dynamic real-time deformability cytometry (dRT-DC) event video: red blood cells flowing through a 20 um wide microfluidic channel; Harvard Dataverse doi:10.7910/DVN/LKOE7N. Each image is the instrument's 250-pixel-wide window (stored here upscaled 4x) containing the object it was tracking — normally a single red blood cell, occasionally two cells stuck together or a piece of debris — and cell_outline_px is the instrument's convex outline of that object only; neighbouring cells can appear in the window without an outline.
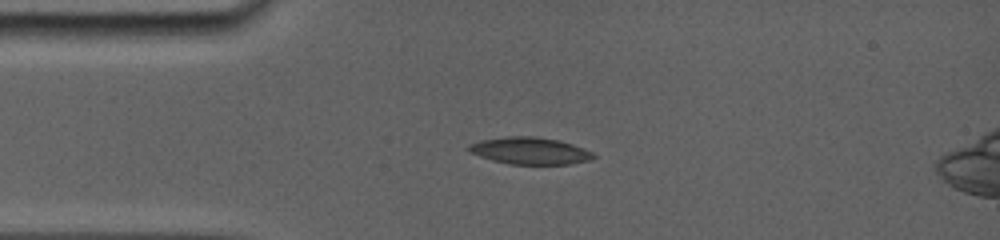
{"species": "common noctule bat (a hibernating species)", "species_latin": "Nyctalus noctula", "temperature_condition": "room temperature", "stored_images_in_passage": 7, "camera_frame_rate_fps": 5000, "um_per_image_px": 0.085, "animal": {"sex": "female", "body_mass_g": 19.0, "forearm_length_mm": 56.7}, "frame": {"image": 1, "passage_image": 3, "time_ms": 2.2, "image_size_px": [1000, 240], "cell_outline_px": [[596, 156], [588, 160], [572, 164], [508, 164], [492, 160], [468, 152], [464, 148], [468, 144], [480, 140], [508, 136], [536, 136], [556, 140], [572, 144], [584, 148], [592, 152]], "centroid_in_image_um": [44.98, 12.81], "position_along_channel_um": 40.0, "area_um2": 19.71}}
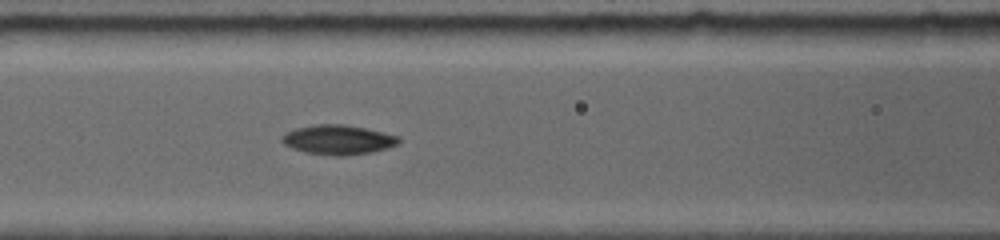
{"frame": {"image": 2, "passage_image": 6, "time_ms": 5.2, "image_size_px": [1000, 240], "cell_outline_px": [[400, 140], [396, 144], [388, 148], [372, 152], [344, 156], [336, 156], [304, 152], [292, 148], [284, 144], [280, 140], [280, 136], [284, 132], [296, 128], [312, 124], [344, 124], [364, 128], [400, 136]], "centroid_in_image_um": [28.69, 11.87], "position_along_channel_um": 137.9, "area_um2": 20.29}}
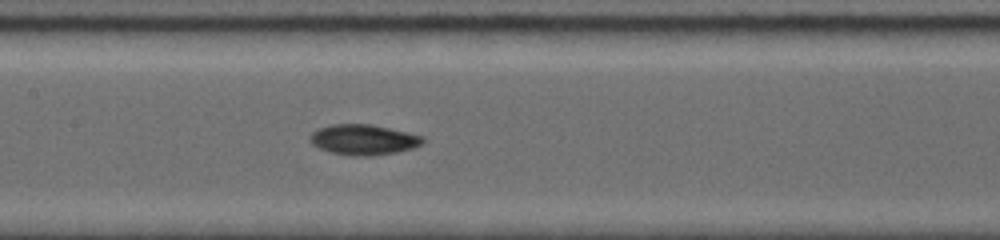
{"frame": {"image": 3, "passage_image": 7, "time_ms": 6.2, "image_size_px": [1000, 240], "cell_outline_px": [[424, 140], [420, 144], [412, 148], [396, 152], [372, 156], [352, 156], [328, 152], [312, 144], [308, 140], [308, 136], [312, 132], [320, 128], [332, 124], [372, 124], [408, 132], [424, 136]], "centroid_in_image_um": [30.86, 11.87], "position_along_channel_um": 176.5, "area_um2": 20.11}}